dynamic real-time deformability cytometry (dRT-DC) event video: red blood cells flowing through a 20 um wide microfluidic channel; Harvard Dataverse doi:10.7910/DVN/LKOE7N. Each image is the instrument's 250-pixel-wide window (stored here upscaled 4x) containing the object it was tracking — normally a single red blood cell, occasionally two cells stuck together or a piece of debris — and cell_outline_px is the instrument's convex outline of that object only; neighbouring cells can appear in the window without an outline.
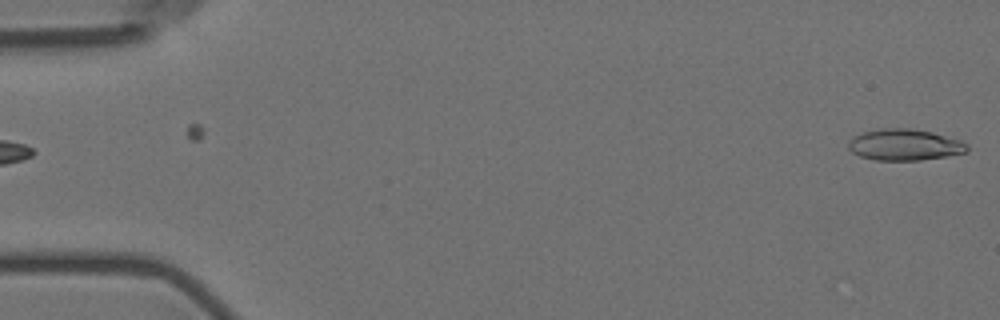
{"species": "Egyptian fruit bat (a non-hibernating species)", "species_latin": "Rousettus aegyptiacus", "temperature_condition": "room temperature", "stored_images_in_passage": 5, "segment_of_instrument_passage": [2, 2], "camera_frame_rate_fps": 3000, "um_per_image_px": 0.085, "animal": {"sex": "female"}, "frame": {"image": 1, "passage_image": 5, "time_ms": 5.667, "image_size_px": [1000, 320], "cell_outline_px": [[968, 152], [920, 160], [876, 160], [860, 156], [852, 152], [848, 148], [848, 140], [852, 136], [864, 132], [880, 128], [912, 128], [932, 132], [960, 140], [968, 144]], "centroid_in_image_um": [76.87, 12.3], "position_along_channel_um": 8.1, "area_um2": 21.73}}